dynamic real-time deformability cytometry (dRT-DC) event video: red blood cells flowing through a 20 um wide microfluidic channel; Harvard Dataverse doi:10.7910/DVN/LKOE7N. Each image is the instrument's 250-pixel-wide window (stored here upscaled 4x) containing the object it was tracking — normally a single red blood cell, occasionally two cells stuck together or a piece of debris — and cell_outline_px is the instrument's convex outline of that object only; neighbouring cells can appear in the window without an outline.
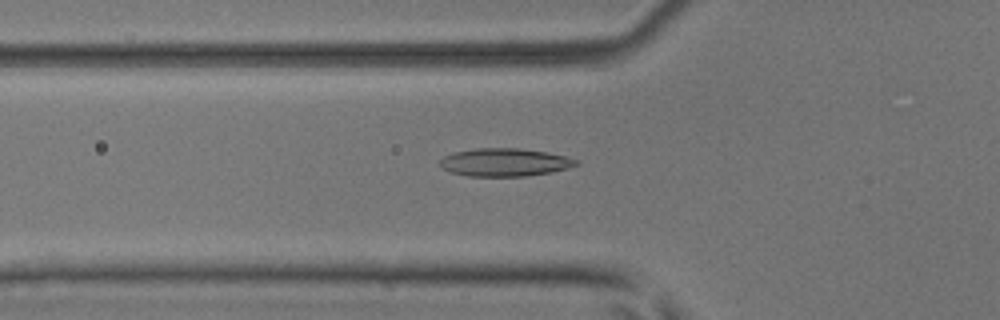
{"species": "common noctule bat (a hibernating species)", "species_latin": "Nyctalus noctula", "temperature_condition": "room temperature", "stored_images_in_passage": 53, "camera_frame_rate_fps": 3000, "um_per_image_px": 0.085, "animal": {"sex": "male", "body_mass_g": 17.9, "forearm_length_mm": 54.2}, "frame": {"image": 1, "passage_image": 19, "time_ms": 6.0, "image_size_px": [1000, 320], "cell_outline_px": [[580, 164], [568, 168], [552, 172], [524, 176], [468, 176], [452, 172], [444, 168], [440, 164], [440, 160], [444, 156], [456, 152], [476, 148], [520, 148], [544, 152], [564, 156], [580, 160]], "centroid_in_image_um": [42.94, 13.79], "position_along_channel_um": 82.9, "area_um2": 22.02}}
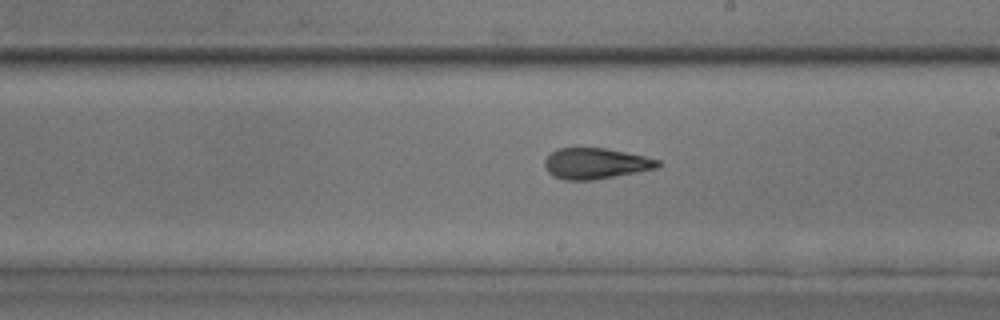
{"frame": {"image": 2, "passage_image": 31, "time_ms": 10.0, "image_size_px": [1000, 320], "cell_outline_px": [[660, 164], [656, 168], [636, 172], [592, 180], [564, 180], [552, 176], [548, 172], [544, 164], [544, 160], [556, 148], [604, 148], [644, 156], [660, 160]], "centroid_in_image_um": [50.59, 13.9], "position_along_channel_um": 238.4, "area_um2": 20.17}}
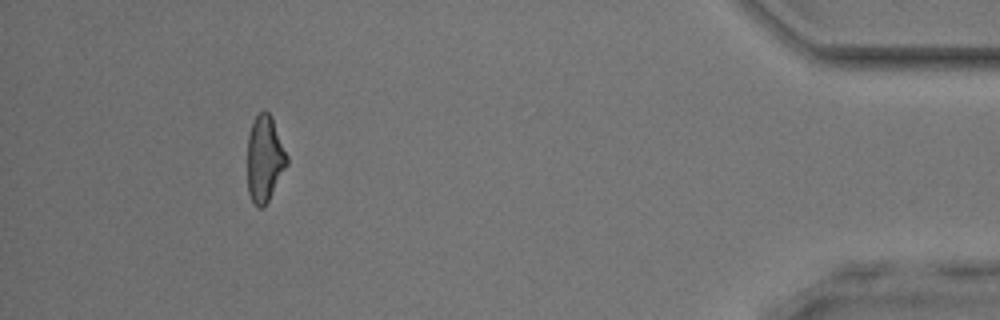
{"frame": {"image": 3, "passage_image": 49, "time_ms": 16.0, "image_size_px": [1000, 320], "cell_outline_px": [[288, 164], [268, 200], [260, 208], [252, 200], [248, 192], [248, 136], [252, 124], [256, 116], [264, 108], [272, 116], [288, 156]], "centroid_in_image_um": [22.51, 13.44], "position_along_channel_um": 412.7, "area_um2": 19.65}, "authors_computed_cell_mechanics": {"area_um2": 20.6346, "velocity_mm_per_s": 3.8908, "shape_relaxation_time_tau1_ms": 6.5679, "shape_relaxation_time_tau2_ms": 1.6039, "deformation_change_tau1": 0.1747, "deformation_change_tau2": 0.077}}